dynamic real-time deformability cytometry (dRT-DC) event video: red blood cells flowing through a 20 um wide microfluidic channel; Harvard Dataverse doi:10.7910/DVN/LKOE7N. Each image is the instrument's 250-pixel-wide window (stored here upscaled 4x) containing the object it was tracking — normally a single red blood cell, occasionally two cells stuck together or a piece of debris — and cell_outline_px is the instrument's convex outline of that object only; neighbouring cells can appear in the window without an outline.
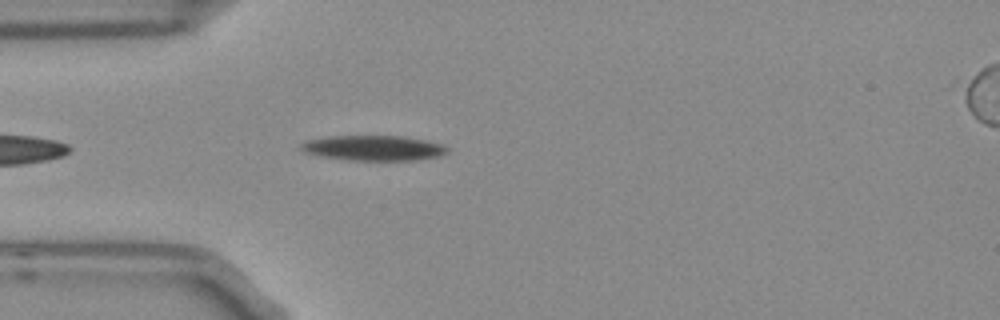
{"species": "Egyptian fruit bat (a non-hibernating species)", "species_latin": "Rousettus aegyptiacus", "temperature_condition": "room temperature", "stored_images_in_passage": 43, "camera_frame_rate_fps": 3000, "um_per_image_px": 0.085, "frame": {"image": 1, "passage_image": 4, "time_ms": 1.0, "image_size_px": [1000, 320], "cell_outline_px": [[448, 152], [440, 156], [416, 160], [352, 160], [320, 156], [304, 152], [300, 148], [300, 144], [308, 140], [332, 136], [404, 136], [444, 144], [448, 148]], "centroid_in_image_um": [31.78, 12.58], "position_along_channel_um": 53.2, "area_um2": 21.39}}
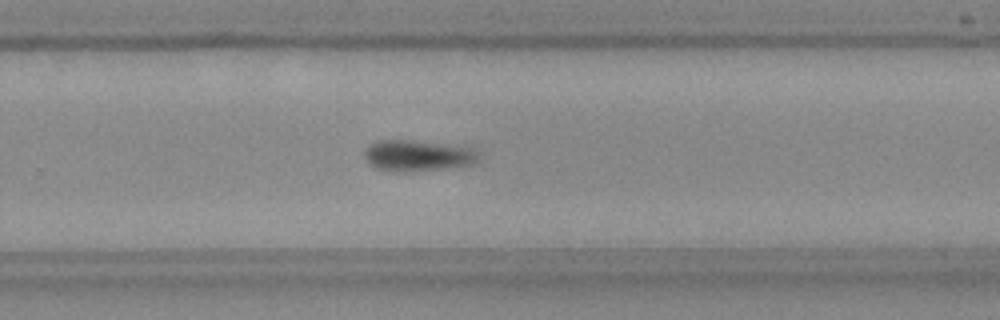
{"frame": {"image": 2, "passage_image": 24, "time_ms": 7.667, "image_size_px": [1000, 320], "cell_outline_px": [[480, 164], [412, 172], [388, 172], [376, 168], [364, 156], [364, 148], [368, 144], [376, 140], [408, 140], [472, 148], [480, 152]], "centroid_in_image_um": [35.53, 13.25], "position_along_channel_um": 294.3, "area_um2": 21.1}}
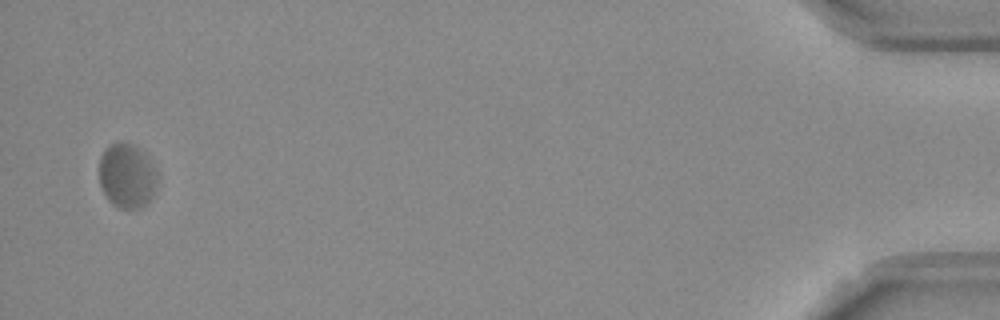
{"frame": {"image": 3, "passage_image": 42, "time_ms": 13.667, "image_size_px": [1000, 320], "cell_outline_px": [[156, 188], [148, 204], [144, 208], [120, 208], [112, 204], [108, 200], [100, 184], [100, 156], [104, 148], [108, 144], [116, 140], [120, 140], [132, 144], [148, 160], [156, 172]], "centroid_in_image_um": [10.76, 14.95], "position_along_channel_um": 424.4, "area_um2": 21.85}, "authors_computed_cell_mechanics": {"area_um2": 21.3282, "velocity_mm_per_s": 3.7063, "shape_relaxation_time_tau1_ms": 2.9904, "shape_relaxation_time_tau2_ms": null, "deformation_change_tau1": 0.1195, "deformation_change_tau2": null}}